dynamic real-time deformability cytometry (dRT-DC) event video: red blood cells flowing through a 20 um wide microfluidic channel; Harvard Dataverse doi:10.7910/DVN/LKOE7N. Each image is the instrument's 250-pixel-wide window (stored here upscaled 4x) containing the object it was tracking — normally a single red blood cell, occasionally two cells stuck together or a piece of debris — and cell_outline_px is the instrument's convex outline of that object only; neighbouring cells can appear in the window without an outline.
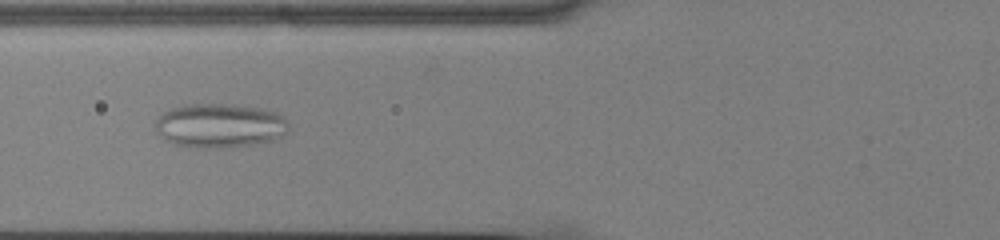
{"species": "common noctule bat (a hibernating species)", "species_latin": "Nyctalus noctula", "temperature_condition": "cold", "stored_images_in_passage": 57, "camera_frame_rate_fps": 3000, "um_per_image_px": 0.085, "animal": {"sex": "male", "body_mass_g": 13.0, "forearm_length_mm": 53.1}, "frame": {"image": 1, "passage_image": 24, "time_ms": 7.667, "image_size_px": [1000, 240], "cell_outline_px": [[288, 132], [276, 140], [252, 144], [212, 148], [204, 148], [176, 144], [164, 140], [156, 132], [156, 120], [168, 108], [188, 104], [232, 104], [260, 108], [276, 112], [284, 116], [288, 120]], "centroid_in_image_um": [18.7, 10.66], "position_along_channel_um": 107.1, "area_um2": 34.45}}
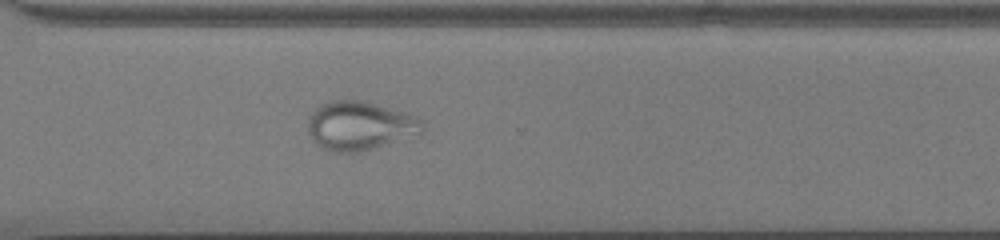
{"frame": {"image": 2, "passage_image": 43, "time_ms": 14.0, "image_size_px": [1000, 240], "cell_outline_px": [[424, 132], [360, 152], [332, 152], [320, 148], [312, 140], [308, 132], [308, 116], [316, 108], [332, 100], [360, 100], [376, 104], [416, 116], [424, 124]], "centroid_in_image_um": [30.54, 10.7], "position_along_channel_um": 340.1, "area_um2": 32.43}}
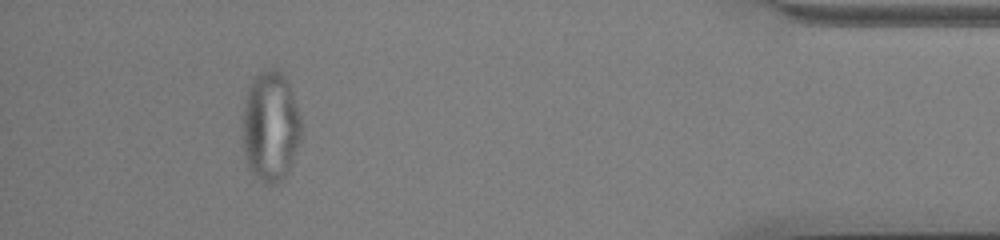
{"frame": {"image": 3, "passage_image": 53, "time_ms": 17.333, "image_size_px": [1000, 240], "cell_outline_px": [[304, 128], [300, 140], [288, 172], [284, 180], [276, 184], [264, 184], [248, 168], [244, 160], [244, 104], [248, 88], [252, 80], [260, 72], [268, 68], [272, 68], [280, 72], [288, 80]], "centroid_in_image_um": [23.02, 10.78], "position_along_channel_um": 412.2, "area_um2": 37.97}}